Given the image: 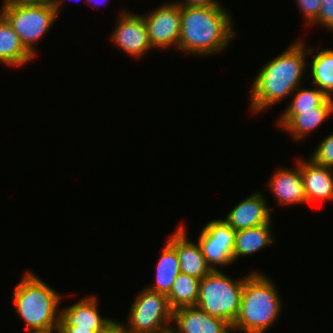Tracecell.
I'll return each mask as SVG.
<instances>
[{"mask_svg":"<svg viewBox=\"0 0 333 333\" xmlns=\"http://www.w3.org/2000/svg\"><path fill=\"white\" fill-rule=\"evenodd\" d=\"M318 26L325 28L329 32L333 33V0H322L321 10L318 18L309 26Z\"/></svg>","mask_w":333,"mask_h":333,"instance_id":"484cf974","label":"cell"},{"mask_svg":"<svg viewBox=\"0 0 333 333\" xmlns=\"http://www.w3.org/2000/svg\"><path fill=\"white\" fill-rule=\"evenodd\" d=\"M225 5H181L180 39L177 51L198 57H213L233 43L237 29Z\"/></svg>","mask_w":333,"mask_h":333,"instance_id":"7a4b0ae2","label":"cell"},{"mask_svg":"<svg viewBox=\"0 0 333 333\" xmlns=\"http://www.w3.org/2000/svg\"><path fill=\"white\" fill-rule=\"evenodd\" d=\"M35 58L25 49L18 34L0 13V64L19 68Z\"/></svg>","mask_w":333,"mask_h":333,"instance_id":"ac0fdd59","label":"cell"},{"mask_svg":"<svg viewBox=\"0 0 333 333\" xmlns=\"http://www.w3.org/2000/svg\"><path fill=\"white\" fill-rule=\"evenodd\" d=\"M318 47H307L308 56L313 55V59L308 62L309 72L307 73L308 78L310 76L312 86H316L328 97L333 98V49L329 47L321 48Z\"/></svg>","mask_w":333,"mask_h":333,"instance_id":"d6986e66","label":"cell"},{"mask_svg":"<svg viewBox=\"0 0 333 333\" xmlns=\"http://www.w3.org/2000/svg\"><path fill=\"white\" fill-rule=\"evenodd\" d=\"M270 278L259 270L246 273L239 314L232 326L233 332L267 333L277 319L279 321L282 299L274 280Z\"/></svg>","mask_w":333,"mask_h":333,"instance_id":"3957f363","label":"cell"},{"mask_svg":"<svg viewBox=\"0 0 333 333\" xmlns=\"http://www.w3.org/2000/svg\"><path fill=\"white\" fill-rule=\"evenodd\" d=\"M185 225L183 222L178 224L167 241L178 254L180 271L201 280L212 270L207 265L198 243L188 238Z\"/></svg>","mask_w":333,"mask_h":333,"instance_id":"9a60e30c","label":"cell"},{"mask_svg":"<svg viewBox=\"0 0 333 333\" xmlns=\"http://www.w3.org/2000/svg\"><path fill=\"white\" fill-rule=\"evenodd\" d=\"M307 56L305 41L297 38L259 69L249 92V110L252 114L264 112L285 98H290L305 79Z\"/></svg>","mask_w":333,"mask_h":333,"instance_id":"6da1fadb","label":"cell"},{"mask_svg":"<svg viewBox=\"0 0 333 333\" xmlns=\"http://www.w3.org/2000/svg\"><path fill=\"white\" fill-rule=\"evenodd\" d=\"M134 296L126 327L133 333H162L171 328L173 309L167 295L144 287Z\"/></svg>","mask_w":333,"mask_h":333,"instance_id":"52a82bcc","label":"cell"},{"mask_svg":"<svg viewBox=\"0 0 333 333\" xmlns=\"http://www.w3.org/2000/svg\"><path fill=\"white\" fill-rule=\"evenodd\" d=\"M94 294H88L70 306L61 307L59 326H76L77 329L102 331L112 318L101 316L98 296Z\"/></svg>","mask_w":333,"mask_h":333,"instance_id":"5bb4252c","label":"cell"},{"mask_svg":"<svg viewBox=\"0 0 333 333\" xmlns=\"http://www.w3.org/2000/svg\"><path fill=\"white\" fill-rule=\"evenodd\" d=\"M171 328L176 333H232V326L223 319L210 316L196 306L173 311Z\"/></svg>","mask_w":333,"mask_h":333,"instance_id":"2e32d148","label":"cell"},{"mask_svg":"<svg viewBox=\"0 0 333 333\" xmlns=\"http://www.w3.org/2000/svg\"><path fill=\"white\" fill-rule=\"evenodd\" d=\"M322 0H295L306 27H309L317 18L321 10Z\"/></svg>","mask_w":333,"mask_h":333,"instance_id":"d4e9b609","label":"cell"},{"mask_svg":"<svg viewBox=\"0 0 333 333\" xmlns=\"http://www.w3.org/2000/svg\"><path fill=\"white\" fill-rule=\"evenodd\" d=\"M108 1L109 0H85V3H87V5H88V3L91 4L92 8H94V6L98 7L102 4L104 6V4L109 3Z\"/></svg>","mask_w":333,"mask_h":333,"instance_id":"4dcf8cb0","label":"cell"},{"mask_svg":"<svg viewBox=\"0 0 333 333\" xmlns=\"http://www.w3.org/2000/svg\"><path fill=\"white\" fill-rule=\"evenodd\" d=\"M301 176L307 204L333 201V169L315 163L312 159H300Z\"/></svg>","mask_w":333,"mask_h":333,"instance_id":"e0dca14e","label":"cell"},{"mask_svg":"<svg viewBox=\"0 0 333 333\" xmlns=\"http://www.w3.org/2000/svg\"><path fill=\"white\" fill-rule=\"evenodd\" d=\"M162 333H176V332L172 328H170Z\"/></svg>","mask_w":333,"mask_h":333,"instance_id":"d6a6232c","label":"cell"},{"mask_svg":"<svg viewBox=\"0 0 333 333\" xmlns=\"http://www.w3.org/2000/svg\"><path fill=\"white\" fill-rule=\"evenodd\" d=\"M175 2L178 3L179 5H185V6L210 7V6L222 5V2L218 0H175Z\"/></svg>","mask_w":333,"mask_h":333,"instance_id":"83f0119b","label":"cell"},{"mask_svg":"<svg viewBox=\"0 0 333 333\" xmlns=\"http://www.w3.org/2000/svg\"><path fill=\"white\" fill-rule=\"evenodd\" d=\"M200 279L180 272L167 295L173 310L196 306L199 294Z\"/></svg>","mask_w":333,"mask_h":333,"instance_id":"7402d4cb","label":"cell"},{"mask_svg":"<svg viewBox=\"0 0 333 333\" xmlns=\"http://www.w3.org/2000/svg\"><path fill=\"white\" fill-rule=\"evenodd\" d=\"M155 269V281L147 285L151 291L168 295L177 275L181 272L179 257L175 248L166 240Z\"/></svg>","mask_w":333,"mask_h":333,"instance_id":"44dd1931","label":"cell"},{"mask_svg":"<svg viewBox=\"0 0 333 333\" xmlns=\"http://www.w3.org/2000/svg\"><path fill=\"white\" fill-rule=\"evenodd\" d=\"M110 34L113 45L137 60L153 50L143 16L134 14V11H119L116 25Z\"/></svg>","mask_w":333,"mask_h":333,"instance_id":"30bf717a","label":"cell"},{"mask_svg":"<svg viewBox=\"0 0 333 333\" xmlns=\"http://www.w3.org/2000/svg\"><path fill=\"white\" fill-rule=\"evenodd\" d=\"M313 87L299 86L291 94V102L284 109L307 110L321 106L329 97L316 86Z\"/></svg>","mask_w":333,"mask_h":333,"instance_id":"603a6c76","label":"cell"},{"mask_svg":"<svg viewBox=\"0 0 333 333\" xmlns=\"http://www.w3.org/2000/svg\"><path fill=\"white\" fill-rule=\"evenodd\" d=\"M24 333H59V329L25 330Z\"/></svg>","mask_w":333,"mask_h":333,"instance_id":"1f68e13d","label":"cell"},{"mask_svg":"<svg viewBox=\"0 0 333 333\" xmlns=\"http://www.w3.org/2000/svg\"><path fill=\"white\" fill-rule=\"evenodd\" d=\"M77 1H79V0H77ZM50 2L52 4V6L55 8V10L57 12V15L59 16V13L61 11L60 9L62 7H64L62 5H64V3L66 2V0H50ZM83 2H85V1L83 0Z\"/></svg>","mask_w":333,"mask_h":333,"instance_id":"f546056e","label":"cell"},{"mask_svg":"<svg viewBox=\"0 0 333 333\" xmlns=\"http://www.w3.org/2000/svg\"><path fill=\"white\" fill-rule=\"evenodd\" d=\"M0 13L8 20L25 49L36 60L39 53L36 45L58 19L50 0H3Z\"/></svg>","mask_w":333,"mask_h":333,"instance_id":"5b68a950","label":"cell"},{"mask_svg":"<svg viewBox=\"0 0 333 333\" xmlns=\"http://www.w3.org/2000/svg\"><path fill=\"white\" fill-rule=\"evenodd\" d=\"M270 177L267 186L279 205H308L304 192L299 158H297L294 167H278Z\"/></svg>","mask_w":333,"mask_h":333,"instance_id":"7c38bea8","label":"cell"},{"mask_svg":"<svg viewBox=\"0 0 333 333\" xmlns=\"http://www.w3.org/2000/svg\"><path fill=\"white\" fill-rule=\"evenodd\" d=\"M313 151L309 156L310 159L319 165L333 169V132L326 135Z\"/></svg>","mask_w":333,"mask_h":333,"instance_id":"cb8c5ba5","label":"cell"},{"mask_svg":"<svg viewBox=\"0 0 333 333\" xmlns=\"http://www.w3.org/2000/svg\"><path fill=\"white\" fill-rule=\"evenodd\" d=\"M272 223L236 231L234 245V263L239 257L251 256L270 246L276 240L272 232Z\"/></svg>","mask_w":333,"mask_h":333,"instance_id":"ffe728a7","label":"cell"},{"mask_svg":"<svg viewBox=\"0 0 333 333\" xmlns=\"http://www.w3.org/2000/svg\"><path fill=\"white\" fill-rule=\"evenodd\" d=\"M153 49H178L180 39L181 5L167 1L142 14Z\"/></svg>","mask_w":333,"mask_h":333,"instance_id":"9c48e42d","label":"cell"},{"mask_svg":"<svg viewBox=\"0 0 333 333\" xmlns=\"http://www.w3.org/2000/svg\"><path fill=\"white\" fill-rule=\"evenodd\" d=\"M100 333H133L130 331L125 322L117 321L114 318L110 321V323L100 332Z\"/></svg>","mask_w":333,"mask_h":333,"instance_id":"4316f807","label":"cell"},{"mask_svg":"<svg viewBox=\"0 0 333 333\" xmlns=\"http://www.w3.org/2000/svg\"><path fill=\"white\" fill-rule=\"evenodd\" d=\"M235 235L236 231L223 218L213 219L202 227L197 243L211 270L234 264Z\"/></svg>","mask_w":333,"mask_h":333,"instance_id":"ba28073f","label":"cell"},{"mask_svg":"<svg viewBox=\"0 0 333 333\" xmlns=\"http://www.w3.org/2000/svg\"><path fill=\"white\" fill-rule=\"evenodd\" d=\"M59 333H100L91 329H77L76 326H58Z\"/></svg>","mask_w":333,"mask_h":333,"instance_id":"f1b7e54d","label":"cell"},{"mask_svg":"<svg viewBox=\"0 0 333 333\" xmlns=\"http://www.w3.org/2000/svg\"><path fill=\"white\" fill-rule=\"evenodd\" d=\"M11 300L26 330L58 329L63 295L33 271H25Z\"/></svg>","mask_w":333,"mask_h":333,"instance_id":"277c9868","label":"cell"},{"mask_svg":"<svg viewBox=\"0 0 333 333\" xmlns=\"http://www.w3.org/2000/svg\"><path fill=\"white\" fill-rule=\"evenodd\" d=\"M273 209L264 194L257 191L233 206L223 220L235 231L253 228L272 222Z\"/></svg>","mask_w":333,"mask_h":333,"instance_id":"4fadbf2b","label":"cell"},{"mask_svg":"<svg viewBox=\"0 0 333 333\" xmlns=\"http://www.w3.org/2000/svg\"><path fill=\"white\" fill-rule=\"evenodd\" d=\"M244 283L245 276L237 280L222 270H212L200 281L196 307L233 326L239 314Z\"/></svg>","mask_w":333,"mask_h":333,"instance_id":"8992f818","label":"cell"},{"mask_svg":"<svg viewBox=\"0 0 333 333\" xmlns=\"http://www.w3.org/2000/svg\"><path fill=\"white\" fill-rule=\"evenodd\" d=\"M333 115V98H328L321 106L307 110H283L276 125L291 136L296 143L309 137Z\"/></svg>","mask_w":333,"mask_h":333,"instance_id":"8fae6325","label":"cell"}]
</instances>
